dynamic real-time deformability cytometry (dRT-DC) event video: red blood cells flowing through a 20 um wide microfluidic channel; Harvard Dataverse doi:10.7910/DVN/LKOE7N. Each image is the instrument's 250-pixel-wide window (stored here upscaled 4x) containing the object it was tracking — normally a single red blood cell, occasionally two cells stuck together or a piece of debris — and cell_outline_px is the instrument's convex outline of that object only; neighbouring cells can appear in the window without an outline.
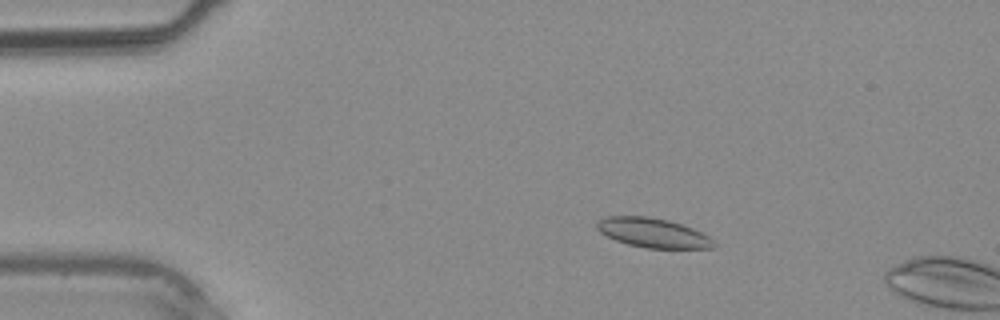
{"species": "common noctule bat (a hibernating species)", "species_latin": "Nyctalus noctula", "temperature_condition": "warm", "stored_images_in_passage": 4, "camera_frame_rate_fps": 3000, "um_per_image_px": 0.085, "animal": {"sex": "male", "body_mass_g": 20.4}, "frame": {"image": 1, "passage_image": 2, "time_ms": 1.0, "image_size_px": [1000, 320], "cell_outline_px": [[716, 248], [644, 248], [628, 244], [616, 240], [600, 232], [596, 228], [596, 220], [608, 216], [648, 216], [668, 220], [692, 228], [708, 236], [716, 244]], "centroid_in_image_um": [55.47, 19.79], "position_along_channel_um": 29.5, "area_um2": 20.0}}